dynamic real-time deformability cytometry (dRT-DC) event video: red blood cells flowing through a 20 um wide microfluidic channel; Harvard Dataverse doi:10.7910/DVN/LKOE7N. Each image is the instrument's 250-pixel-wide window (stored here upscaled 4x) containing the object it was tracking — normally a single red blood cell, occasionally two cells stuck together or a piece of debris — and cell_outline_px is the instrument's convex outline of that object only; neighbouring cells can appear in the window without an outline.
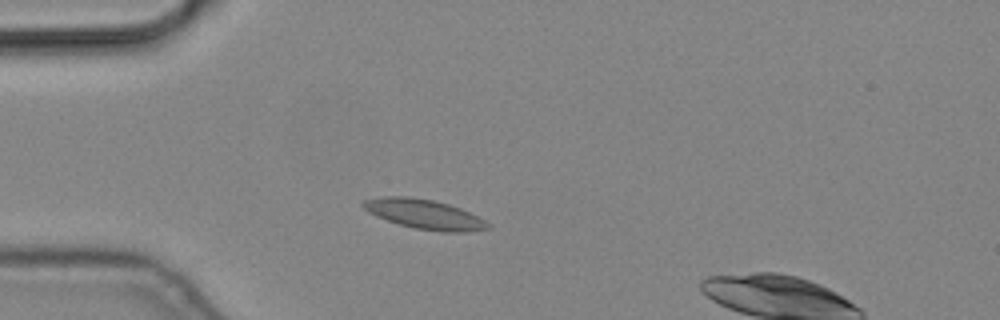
{"species": "common noctule bat (a hibernating species)", "species_latin": "Nyctalus noctula", "temperature_condition": "cold", "stored_images_in_passage": 2, "camera_frame_rate_fps": 3000, "um_per_image_px": 0.085, "animal": {"sex": "male", "body_mass_g": 19.2, "forearm_length_mm": 51.8}, "frame": {"image": 1, "passage_image": 1, "time_ms": 0.0, "image_size_px": [1000, 320], "cell_outline_px": [[492, 228], [472, 232], [440, 232], [416, 228], [400, 224], [376, 216], [368, 212], [360, 204], [364, 200], [384, 196], [404, 196], [432, 200], [448, 204], [460, 208], [492, 224]], "centroid_in_image_um": [36.11, 18.22], "position_along_channel_um": 48.9, "area_um2": 21.44}}